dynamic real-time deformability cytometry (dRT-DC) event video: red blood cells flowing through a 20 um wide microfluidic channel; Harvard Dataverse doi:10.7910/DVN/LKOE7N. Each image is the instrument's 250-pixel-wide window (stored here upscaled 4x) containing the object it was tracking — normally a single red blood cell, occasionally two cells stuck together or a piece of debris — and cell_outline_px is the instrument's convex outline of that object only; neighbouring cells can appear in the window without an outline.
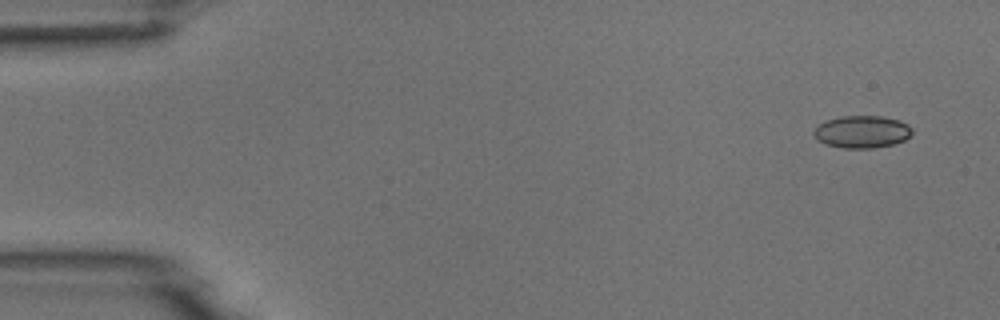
{"species": "common noctule bat (a hibernating species)", "species_latin": "Nyctalus noctula", "temperature_condition": "room temperature", "stored_images_in_passage": 14, "camera_frame_rate_fps": 3000, "um_per_image_px": 0.085, "animal": {"sex": "male", "body_mass_g": 18.8}, "frame": {"image": 1, "passage_image": 1, "time_ms": 0.0, "image_size_px": [1000, 320], "cell_outline_px": [[912, 132], [904, 140], [892, 144], [872, 148], [844, 148], [824, 144], [812, 132], [820, 124], [828, 120], [840, 116], [880, 116], [900, 120], [908, 124], [912, 128]], "centroid_in_image_um": [73.29, 11.2], "position_along_channel_um": 11.7, "area_um2": 18.32}}
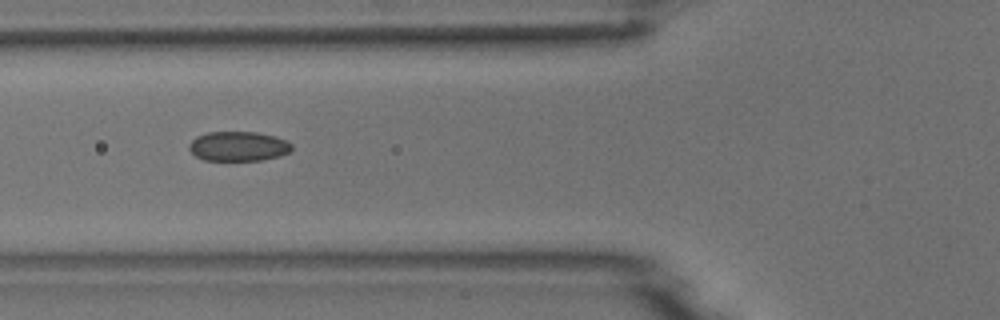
{"frame": {"image": 2, "passage_image": 5, "time_ms": 5.667, "image_size_px": [1000, 320], "cell_outline_px": [[292, 148], [288, 152], [280, 156], [260, 160], [204, 160], [196, 156], [188, 148], [188, 144], [196, 136], [208, 132], [256, 132], [276, 136], [292, 144]], "centroid_in_image_um": [20.24, 12.43], "position_along_channel_um": 105.6, "area_um2": 17.69}}
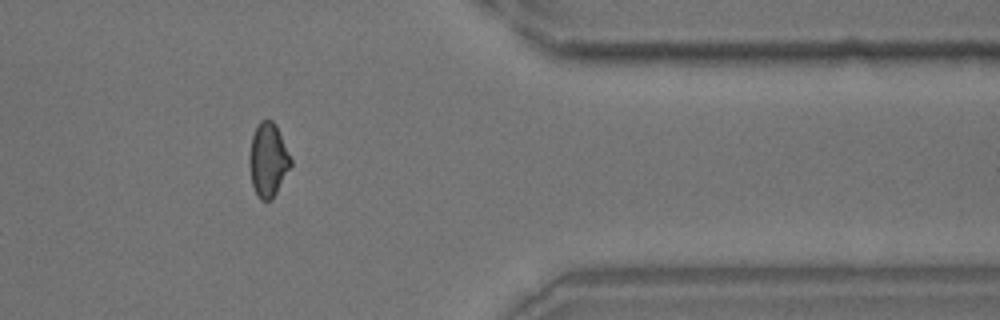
{"frame": {"image": 3, "passage_image": 12, "time_ms": 13.667, "image_size_px": [1000, 320], "cell_outline_px": [[292, 164], [272, 200], [260, 200], [252, 184], [248, 164], [248, 156], [252, 136], [260, 120], [272, 120], [276, 124], [292, 160]], "centroid_in_image_um": [22.77, 13.59], "position_along_channel_um": 388.6, "area_um2": 17.8}}